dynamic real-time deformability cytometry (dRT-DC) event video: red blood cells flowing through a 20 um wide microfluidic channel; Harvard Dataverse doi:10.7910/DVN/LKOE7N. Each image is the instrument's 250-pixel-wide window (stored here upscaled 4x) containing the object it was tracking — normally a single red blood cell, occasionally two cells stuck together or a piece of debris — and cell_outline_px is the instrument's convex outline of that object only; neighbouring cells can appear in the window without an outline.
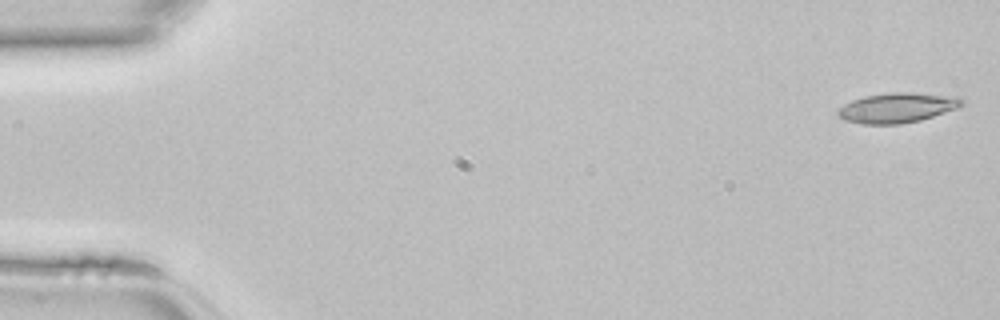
{"species": "common noctule bat (a hibernating species)", "species_latin": "Nyctalus noctula", "temperature_condition": "room temperature", "stored_images_in_passage": 45, "camera_frame_rate_fps": 3000, "um_per_image_px": 0.085, "animal": {"sex": "female", "body_mass_g": 22.7, "forearm_length_mm": 54.2}, "frame": {"image": 1, "passage_image": 1, "time_ms": 0.0, "image_size_px": [1000, 320], "cell_outline_px": [[964, 104], [960, 108], [920, 120], [900, 124], [860, 124], [844, 120], [836, 116], [836, 112], [844, 104], [852, 100], [864, 96], [888, 92], [912, 92], [960, 96], [964, 100]], "centroid_in_image_um": [76.29, 9.15], "position_along_channel_um": 8.7, "area_um2": 22.08}}
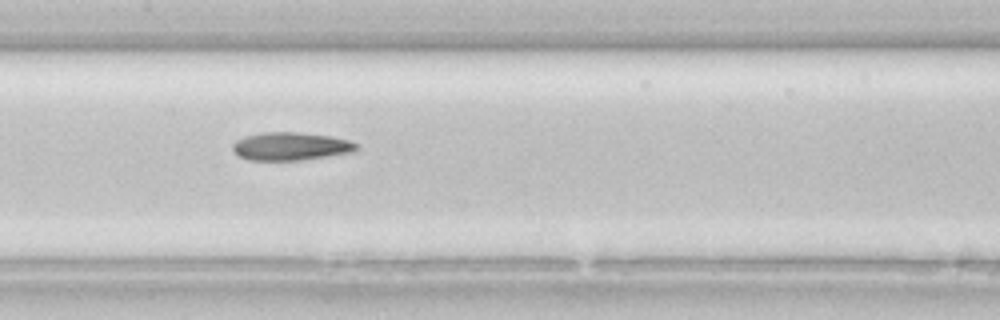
{"frame": {"image": 2, "passage_image": 22, "time_ms": 7.0, "image_size_px": [1000, 320], "cell_outline_px": [[356, 152], [300, 160], [248, 160], [240, 156], [232, 148], [232, 144], [236, 140], [244, 136], [260, 132], [296, 132], [328, 136], [348, 140], [356, 144]], "centroid_in_image_um": [24.68, 12.43], "position_along_channel_um": 182.7, "area_um2": 20.11}}
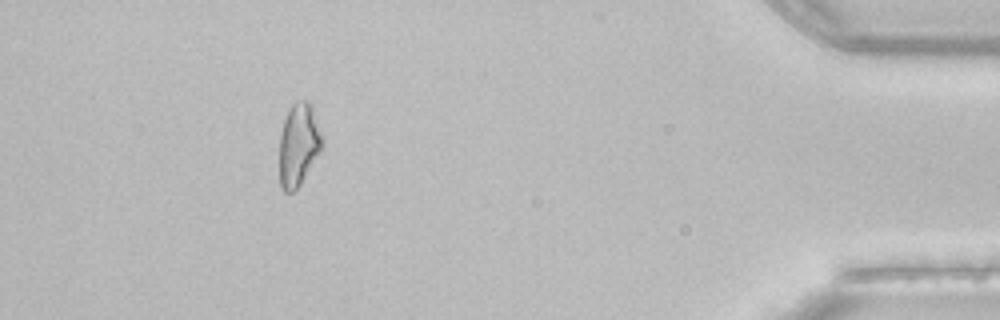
{"frame": {"image": 3, "passage_image": 41, "time_ms": 13.333, "image_size_px": [1000, 320], "cell_outline_px": [[324, 144], [320, 152], [300, 184], [292, 192], [284, 192], [280, 184], [280, 136], [284, 120], [288, 108], [296, 100], [308, 100], [312, 104]], "centroid_in_image_um": [25.38, 12.25], "position_along_channel_um": 409.8, "area_um2": 20.58}}